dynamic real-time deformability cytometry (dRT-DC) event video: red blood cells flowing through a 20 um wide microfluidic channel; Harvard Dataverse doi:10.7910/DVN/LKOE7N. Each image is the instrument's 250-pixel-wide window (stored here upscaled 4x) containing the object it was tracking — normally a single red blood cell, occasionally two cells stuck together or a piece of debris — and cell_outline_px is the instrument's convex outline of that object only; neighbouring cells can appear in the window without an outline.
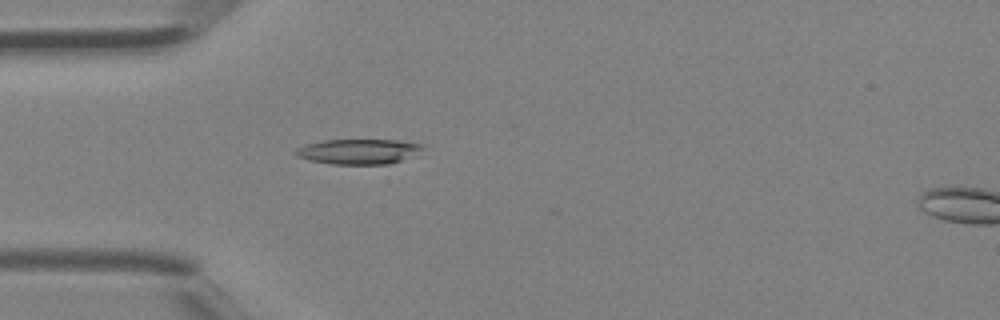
{"species": "Egyptian fruit bat (a non-hibernating species)", "species_latin": "Rousettus aegyptiacus", "temperature_condition": "room temperature", "stored_images_in_passage": 12, "camera_frame_rate_fps": 3000, "um_per_image_px": 0.085, "animal": {"sex": "female"}, "frame": {"image": 1, "passage_image": 2, "time_ms": 0.333, "image_size_px": [1000, 320], "cell_outline_px": [[424, 148], [400, 160], [388, 164], [332, 164], [312, 160], [296, 156], [292, 152], [296, 148], [304, 144], [324, 140], [396, 140], [424, 144]], "centroid_in_image_um": [30.4, 12.87], "position_along_channel_um": 54.6, "area_um2": 18.38}}
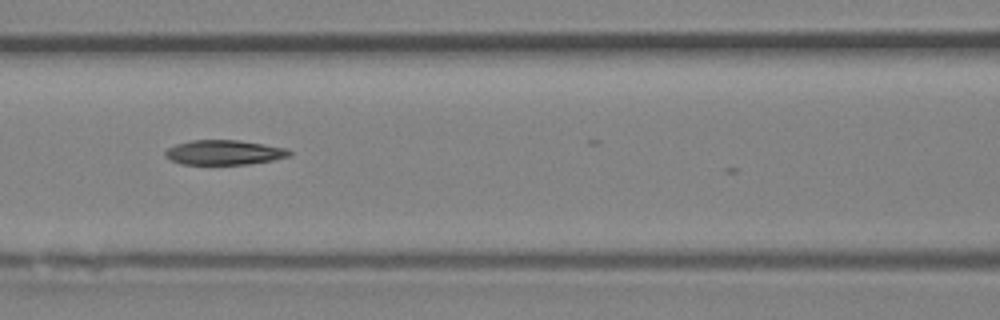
{"frame": {"image": 2, "passage_image": 8, "time_ms": 2.333, "image_size_px": [1000, 320], "cell_outline_px": [[292, 156], [272, 160], [248, 164], [180, 164], [168, 160], [164, 156], [164, 152], [168, 148], [176, 144], [192, 140], [236, 140], [264, 144], [288, 148], [292, 152]], "centroid_in_image_um": [19.04, 12.96], "position_along_channel_um": 147.6, "area_um2": 18.03}}
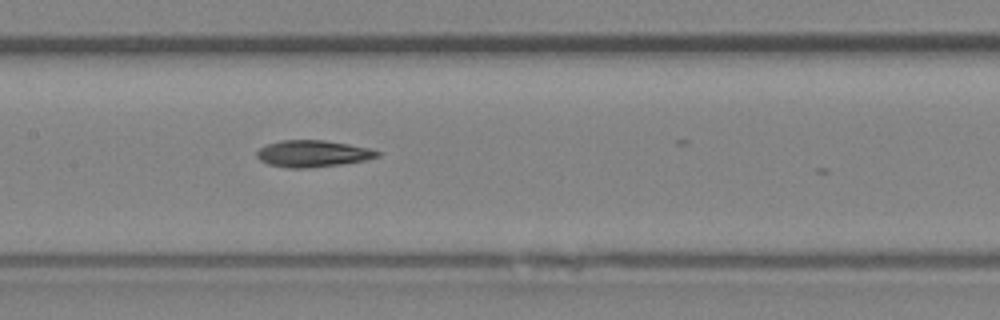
{"frame": {"image": 3, "passage_image": 10, "time_ms": 3.0, "image_size_px": [1000, 320], "cell_outline_px": [[380, 156], [364, 160], [340, 164], [304, 168], [288, 168], [268, 164], [260, 160], [256, 156], [256, 152], [260, 148], [268, 144], [280, 140], [324, 140], [372, 148], [380, 152]], "centroid_in_image_um": [26.58, 13.05], "position_along_channel_um": 180.8, "area_um2": 18.67}}